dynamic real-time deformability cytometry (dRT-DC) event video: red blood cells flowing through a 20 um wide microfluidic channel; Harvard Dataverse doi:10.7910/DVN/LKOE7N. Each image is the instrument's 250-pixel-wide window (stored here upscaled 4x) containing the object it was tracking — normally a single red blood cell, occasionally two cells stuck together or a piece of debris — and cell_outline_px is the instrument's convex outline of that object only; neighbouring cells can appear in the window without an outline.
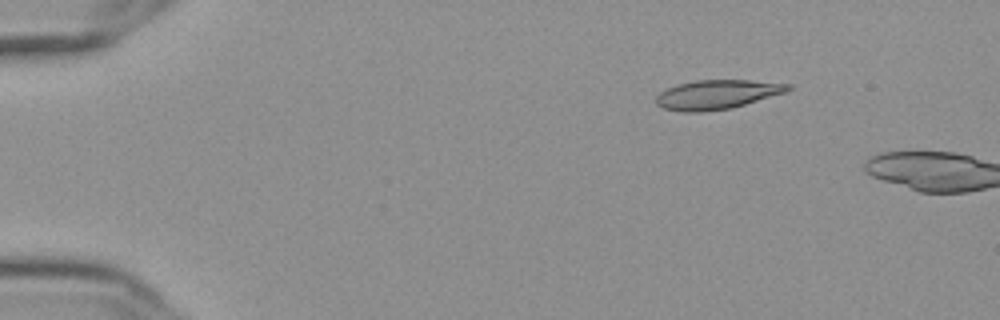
{"species": "Egyptian fruit bat (a non-hibernating species)", "species_latin": "Rousettus aegyptiacus", "temperature_condition": "cold", "stored_images_in_passage": 4, "camera_frame_rate_fps": 3000, "um_per_image_px": 0.085, "frame": {"image": 1, "passage_image": 1, "time_ms": 0.0, "image_size_px": [1000, 320], "cell_outline_px": [[792, 88], [784, 92], [732, 108], [700, 112], [684, 112], [664, 108], [656, 104], [656, 96], [660, 92], [676, 84], [696, 80], [748, 80], [792, 84]], "centroid_in_image_um": [60.91, 8.03], "position_along_channel_um": 24.1, "area_um2": 22.31}}